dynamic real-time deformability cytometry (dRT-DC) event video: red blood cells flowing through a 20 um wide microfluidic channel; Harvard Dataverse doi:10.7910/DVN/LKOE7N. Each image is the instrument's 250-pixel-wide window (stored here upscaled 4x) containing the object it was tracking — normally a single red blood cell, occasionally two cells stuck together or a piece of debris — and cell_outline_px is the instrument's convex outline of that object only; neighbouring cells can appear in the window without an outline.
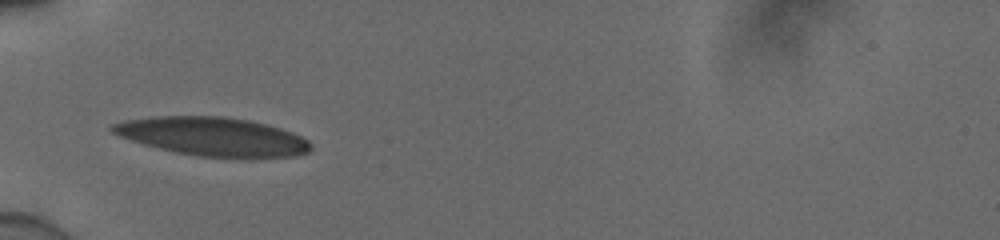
{"species": "human", "species_latin": "Homo sapiens", "temperature_condition": "cold", "stored_images_in_passage": 15, "camera_frame_rate_fps": 3000, "um_per_image_px": 0.085, "donor": {"sex": "male"}, "frame": {"image": 1, "passage_image": 5, "time_ms": 1.333, "image_size_px": [1000, 240], "cell_outline_px": [[312, 148], [308, 152], [296, 156], [252, 160], [244, 160], [196, 156], [176, 152], [144, 144], [120, 136], [112, 132], [108, 128], [108, 124], [124, 120], [148, 116], [220, 116], [248, 120], [280, 128], [292, 132], [308, 140], [312, 144]], "centroid_in_image_um": [18.11, 11.64], "position_along_channel_um": 66.9, "area_um2": 45.66}}
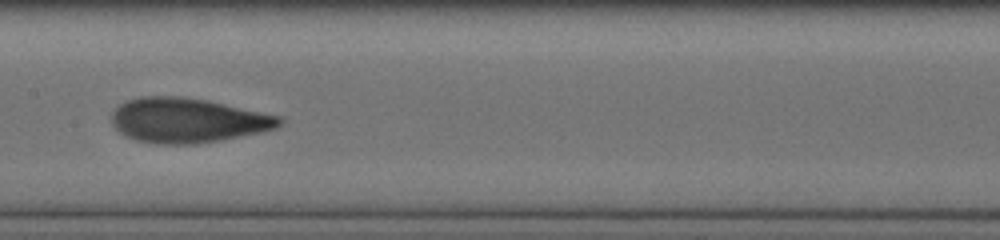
{"frame": {"image": 2, "passage_image": 8, "time_ms": 2.333, "image_size_px": [1000, 240], "cell_outline_px": [[284, 120], [276, 128], [264, 132], [220, 140], [196, 144], [156, 144], [136, 140], [120, 132], [112, 124], [112, 112], [120, 104], [128, 100], [140, 96], [180, 96], [208, 100], [280, 116]], "centroid_in_image_um": [15.96, 10.23], "position_along_channel_um": 191.4, "area_um2": 43.75}}
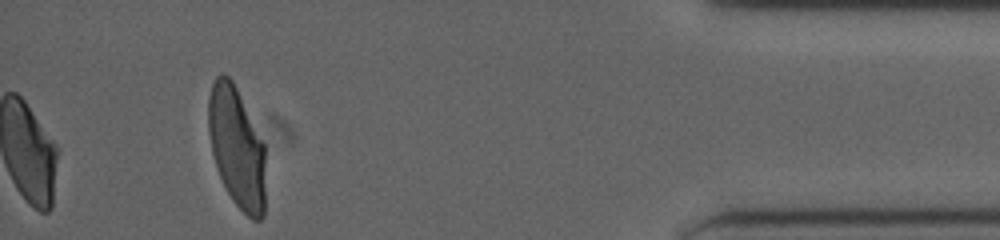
{"frame": {"image": 3, "passage_image": 15, "time_ms": 4.667, "image_size_px": [1000, 240], "cell_outline_px": [[264, 216], [260, 220], [252, 220], [232, 200], [220, 176], [212, 152], [208, 132], [208, 96], [212, 84], [216, 76], [220, 72], [224, 72], [232, 80], [264, 144]], "centroid_in_image_um": [20.1, 12.5], "position_along_channel_um": 415.1, "area_um2": 39.82}}